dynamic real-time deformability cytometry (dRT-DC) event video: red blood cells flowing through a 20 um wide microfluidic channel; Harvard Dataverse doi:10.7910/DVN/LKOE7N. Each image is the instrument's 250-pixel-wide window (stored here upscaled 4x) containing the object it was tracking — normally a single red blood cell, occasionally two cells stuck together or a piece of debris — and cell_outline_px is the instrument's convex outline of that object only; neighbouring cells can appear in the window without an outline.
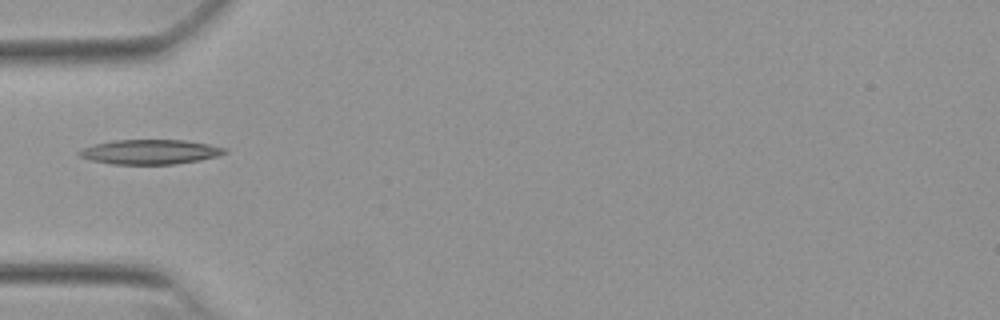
{"species": "Egyptian fruit bat (a non-hibernating species)", "species_latin": "Rousettus aegyptiacus", "temperature_condition": "warm", "stored_images_in_passage": 35, "camera_frame_rate_fps": 3000, "um_per_image_px": 0.085, "animal": {"sex": "female"}, "frame": {"image": 1, "passage_image": 1, "time_ms": 0.0, "image_size_px": [1000, 320], "cell_outline_px": [[228, 152], [220, 156], [200, 160], [176, 164], [112, 164], [92, 160], [80, 156], [76, 152], [84, 148], [96, 144], [112, 140], [184, 140], [208, 144], [228, 148]], "centroid_in_image_um": [12.82, 12.91], "position_along_channel_um": 72.2, "area_um2": 20.92}}
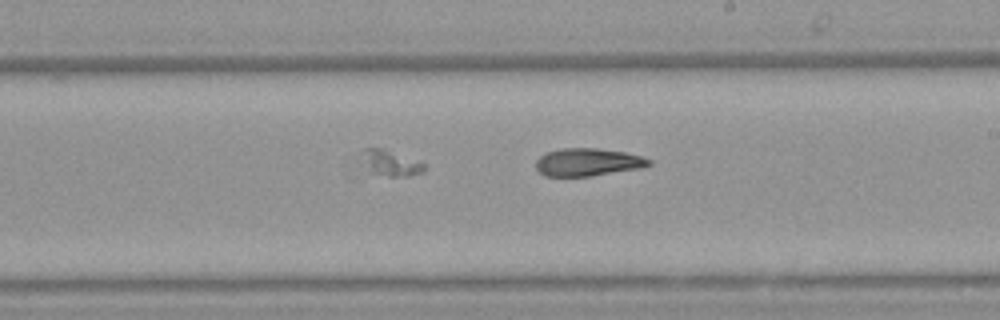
{"frame": {"image": 2, "passage_image": 14, "time_ms": 4.333, "image_size_px": [1000, 320], "cell_outline_px": [[652, 164], [640, 168], [592, 176], [544, 176], [536, 168], [536, 160], [544, 152], [560, 148], [596, 148], [624, 152], [640, 156], [652, 160]], "centroid_in_image_um": [49.94, 13.78], "position_along_channel_um": 239.1, "area_um2": 18.32}}
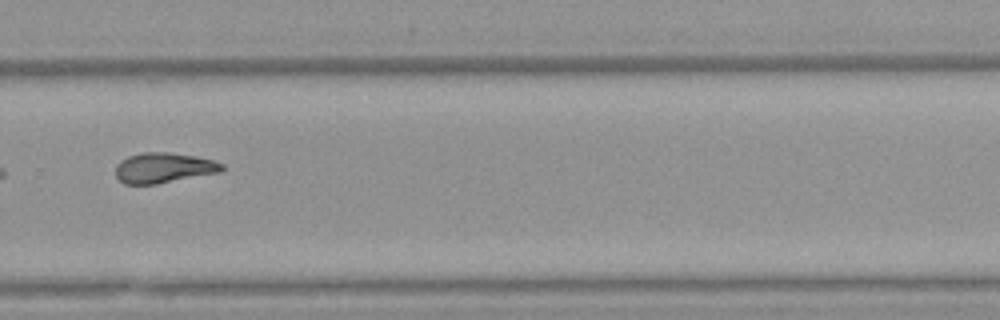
{"frame": {"image": 3, "passage_image": 20, "time_ms": 6.333, "image_size_px": [1000, 320], "cell_outline_px": [[224, 172], [156, 184], [124, 184], [116, 176], [116, 164], [120, 160], [128, 156], [144, 152], [168, 152], [196, 156], [212, 160], [224, 164]], "centroid_in_image_um": [13.94, 14.27], "position_along_channel_um": 315.9, "area_um2": 18.96}}